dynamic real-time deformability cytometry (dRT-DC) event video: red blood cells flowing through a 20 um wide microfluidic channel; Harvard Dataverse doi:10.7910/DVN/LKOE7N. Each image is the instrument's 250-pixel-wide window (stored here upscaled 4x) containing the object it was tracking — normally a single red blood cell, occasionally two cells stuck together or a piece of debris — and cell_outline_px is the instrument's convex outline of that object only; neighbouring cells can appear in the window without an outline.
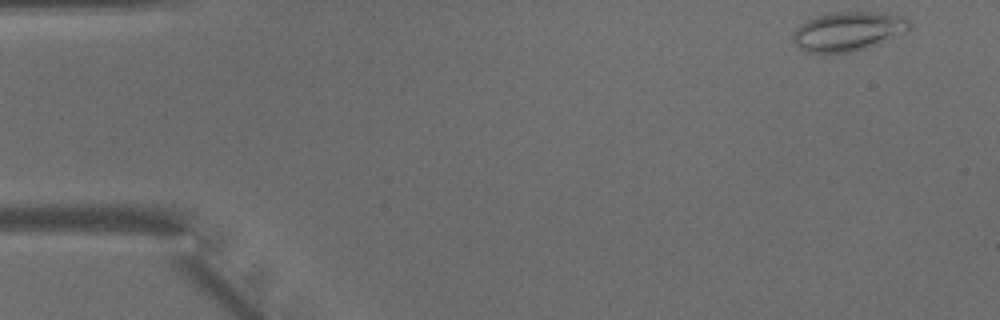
{"species": "common noctule bat (a hibernating species)", "species_latin": "Nyctalus noctula", "temperature_condition": "warm", "stored_images_in_passage": 45, "camera_frame_rate_fps": 3000, "um_per_image_px": 0.085, "animal": {"sex": "male", "body_mass_g": 15.6}, "frame": {"image": 1, "passage_image": 1, "time_ms": 0.0, "image_size_px": [1000, 320], "cell_outline_px": [[912, 24], [908, 32], [876, 44], [852, 52], [804, 52], [796, 48], [792, 40], [792, 32], [804, 20], [816, 16], [836, 12], [876, 12], [904, 16]], "centroid_in_image_um": [72.06, 2.66], "position_along_channel_um": 12.9, "area_um2": 26.82}}
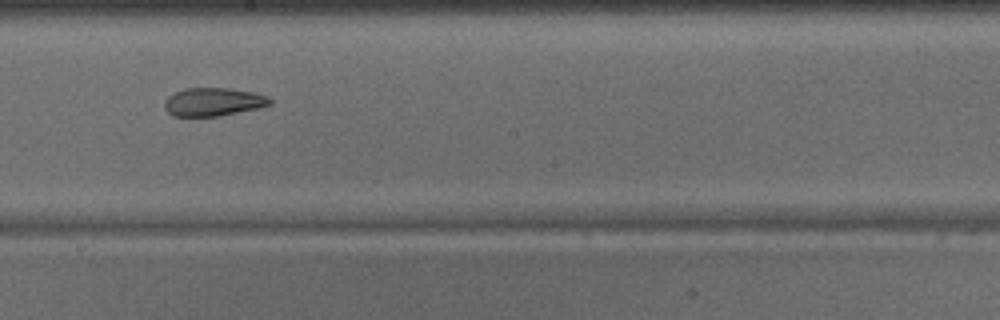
{"frame": {"image": 2, "passage_image": 24, "time_ms": 7.667, "image_size_px": [1000, 320], "cell_outline_px": [[272, 104], [256, 108], [220, 116], [172, 116], [164, 108], [164, 100], [168, 96], [184, 88], [232, 88], [252, 92], [268, 96], [272, 100]], "centroid_in_image_um": [18.11, 8.65], "position_along_channel_um": 230.1, "area_um2": 17.4}}
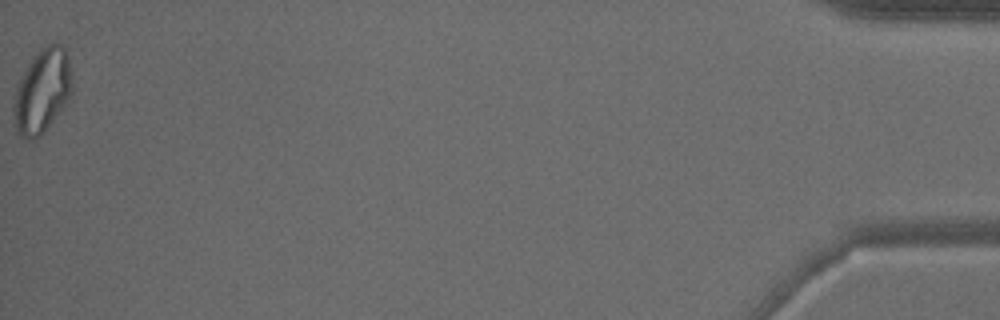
{"frame": {"image": 3, "passage_image": 45, "time_ms": 14.667, "image_size_px": [1000, 320], "cell_outline_px": [[72, 92], [68, 100], [44, 132], [36, 140], [28, 140], [20, 136], [16, 132], [12, 112], [12, 108], [20, 80], [28, 64], [36, 52], [44, 44], [56, 40], [68, 48], [72, 76]], "centroid_in_image_um": [3.62, 7.69], "position_along_channel_um": 431.6, "area_um2": 29.25}}